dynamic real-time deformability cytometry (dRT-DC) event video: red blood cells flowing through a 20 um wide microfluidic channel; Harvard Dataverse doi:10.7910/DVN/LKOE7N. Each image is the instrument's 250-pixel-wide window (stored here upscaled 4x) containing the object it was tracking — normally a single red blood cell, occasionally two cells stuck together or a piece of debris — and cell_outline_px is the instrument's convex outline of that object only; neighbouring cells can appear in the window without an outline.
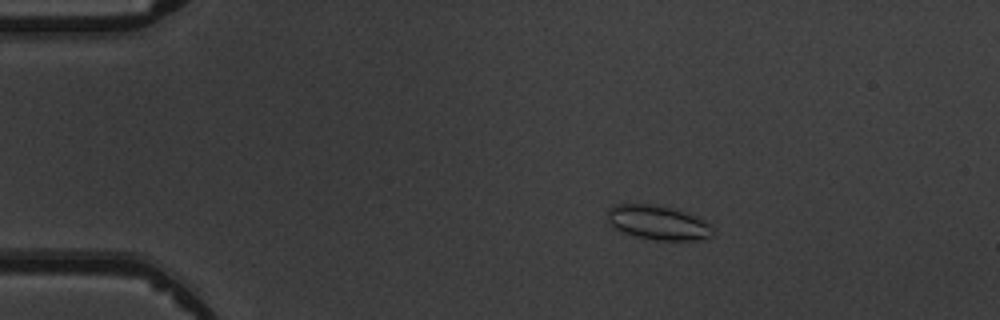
{"species": "common noctule bat (a hibernating species)", "species_latin": "Nyctalus noctula", "temperature_condition": "warm", "stored_images_in_passage": 8, "camera_frame_rate_fps": 3000, "um_per_image_px": 0.085, "animal": {"sex": "male", "body_mass_g": 19.5, "forearm_length_mm": 54.6}, "frame": {"image": 1, "passage_image": 3, "time_ms": 2.0, "image_size_px": [1000, 320], "cell_outline_px": [[712, 236], [704, 240], [656, 240], [636, 236], [624, 232], [616, 228], [608, 220], [608, 208], [612, 204], [656, 204], [684, 212], [704, 220], [712, 224]], "centroid_in_image_um": [55.95, 18.92], "position_along_channel_um": 29.0, "area_um2": 20.98}}
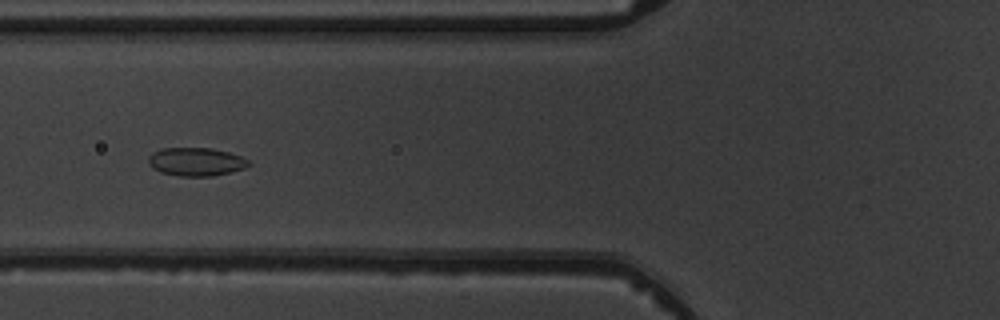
{"frame": {"image": 2, "passage_image": 6, "time_ms": 5.667, "image_size_px": [1000, 320], "cell_outline_px": [[252, 164], [244, 168], [232, 172], [212, 176], [180, 176], [160, 172], [152, 168], [148, 164], [148, 156], [152, 152], [160, 148], [212, 148], [228, 152], [240, 156], [248, 160]], "centroid_in_image_um": [16.64, 13.75], "position_along_channel_um": 109.2, "area_um2": 16.7}}
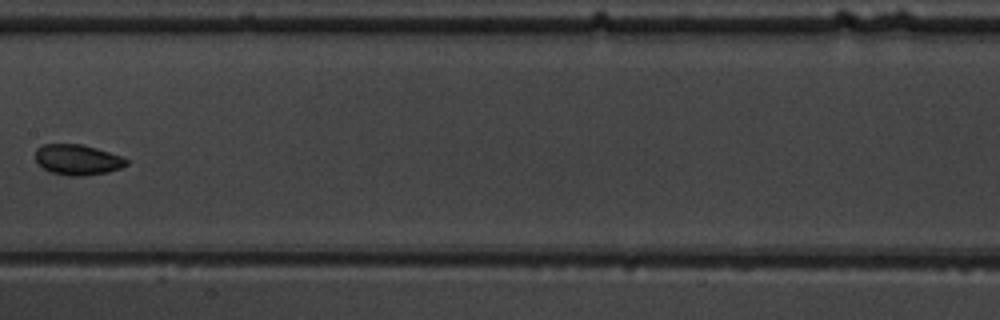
{"frame": {"image": 3, "passage_image": 8, "time_ms": 8.0, "image_size_px": [1000, 320], "cell_outline_px": [[128, 164], [120, 168], [108, 172], [84, 176], [68, 176], [52, 172], [36, 164], [36, 148], [44, 144], [80, 144], [96, 148], [120, 156], [128, 160]], "centroid_in_image_um": [6.57, 13.58], "position_along_channel_um": 200.8, "area_um2": 16.13}}